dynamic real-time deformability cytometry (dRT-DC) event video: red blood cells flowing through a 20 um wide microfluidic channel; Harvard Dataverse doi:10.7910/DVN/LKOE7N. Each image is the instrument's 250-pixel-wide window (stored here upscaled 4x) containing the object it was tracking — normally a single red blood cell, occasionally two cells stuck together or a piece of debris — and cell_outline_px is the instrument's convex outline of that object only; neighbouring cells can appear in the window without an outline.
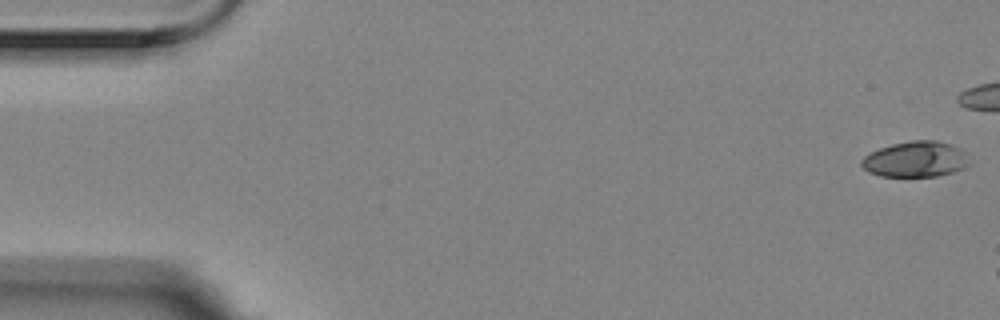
{"species": "Egyptian fruit bat (a non-hibernating species)", "species_latin": "Rousettus aegyptiacus", "temperature_condition": "room temperature", "stored_images_in_passage": 5, "camera_frame_rate_fps": 3000, "um_per_image_px": 0.085, "animal": {"sex": "female"}, "frame": {"image": 1, "passage_image": 1, "time_ms": 0.0, "image_size_px": [1000, 320], "cell_outline_px": [[968, 164], [964, 168], [952, 172], [936, 176], [880, 176], [868, 172], [860, 164], [860, 160], [864, 156], [880, 148], [892, 144], [912, 140], [936, 140], [960, 148], [964, 152]], "centroid_in_image_um": [77.78, 13.54], "position_along_channel_um": 7.2, "area_um2": 22.2}}